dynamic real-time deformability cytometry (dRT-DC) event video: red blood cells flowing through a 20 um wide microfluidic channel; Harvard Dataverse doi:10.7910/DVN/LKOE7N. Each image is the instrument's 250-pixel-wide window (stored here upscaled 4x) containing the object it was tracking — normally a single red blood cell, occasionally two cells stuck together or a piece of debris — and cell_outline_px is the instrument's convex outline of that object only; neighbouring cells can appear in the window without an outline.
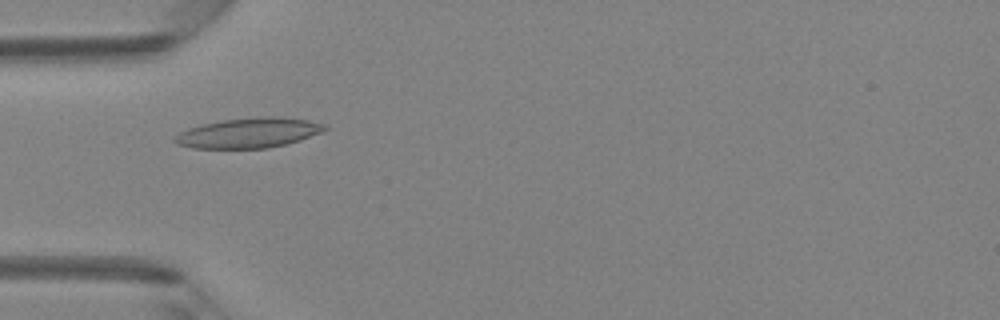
{"species": "Egyptian fruit bat (a non-hibernating species)", "species_latin": "Rousettus aegyptiacus", "temperature_condition": "room temperature", "stored_images_in_passage": 15, "camera_frame_rate_fps": 3000, "um_per_image_px": 0.085, "animal": {"sex": "female"}, "frame": {"image": 1, "passage_image": 6, "time_ms": 1.667, "image_size_px": [1000, 320], "cell_outline_px": [[328, 128], [320, 132], [300, 140], [288, 144], [268, 148], [192, 148], [176, 144], [172, 140], [172, 136], [188, 128], [204, 124], [224, 120], [264, 116], [272, 116], [308, 120], [328, 124]], "centroid_in_image_um": [21.13, 11.3], "position_along_channel_um": 63.9, "area_um2": 26.24}}
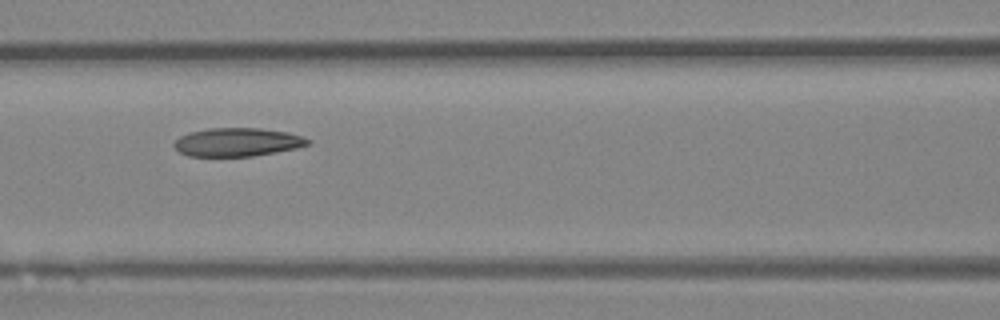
{"frame": {"image": 2, "passage_image": 12, "time_ms": 3.667, "image_size_px": [1000, 320], "cell_outline_px": [[312, 140], [308, 144], [296, 148], [252, 156], [188, 156], [180, 152], [172, 144], [180, 136], [188, 132], [208, 128], [260, 128], [288, 132]], "centroid_in_image_um": [20.15, 12.07], "position_along_channel_um": 146.5, "area_um2": 22.08}}
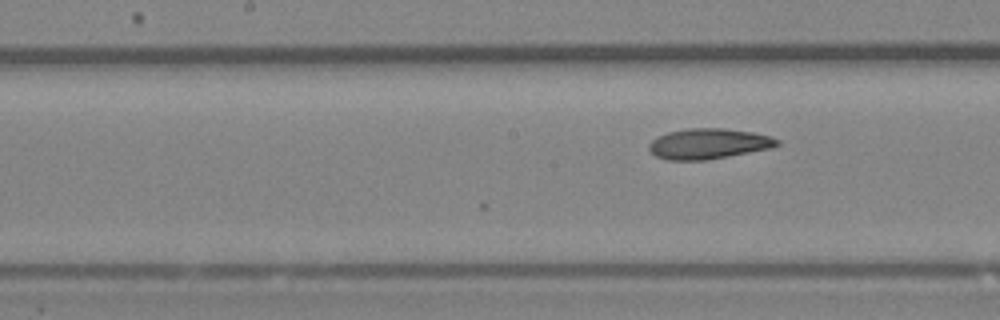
{"frame": {"image": 3, "passage_image": 15, "time_ms": 4.667, "image_size_px": [1000, 320], "cell_outline_px": [[780, 144], [768, 148], [708, 160], [668, 160], [656, 156], [648, 148], [648, 144], [656, 136], [668, 132], [688, 128], [724, 128], [752, 132], [772, 136], [780, 140]], "centroid_in_image_um": [60.2, 12.21], "position_along_channel_um": 188.0, "area_um2": 22.72}}